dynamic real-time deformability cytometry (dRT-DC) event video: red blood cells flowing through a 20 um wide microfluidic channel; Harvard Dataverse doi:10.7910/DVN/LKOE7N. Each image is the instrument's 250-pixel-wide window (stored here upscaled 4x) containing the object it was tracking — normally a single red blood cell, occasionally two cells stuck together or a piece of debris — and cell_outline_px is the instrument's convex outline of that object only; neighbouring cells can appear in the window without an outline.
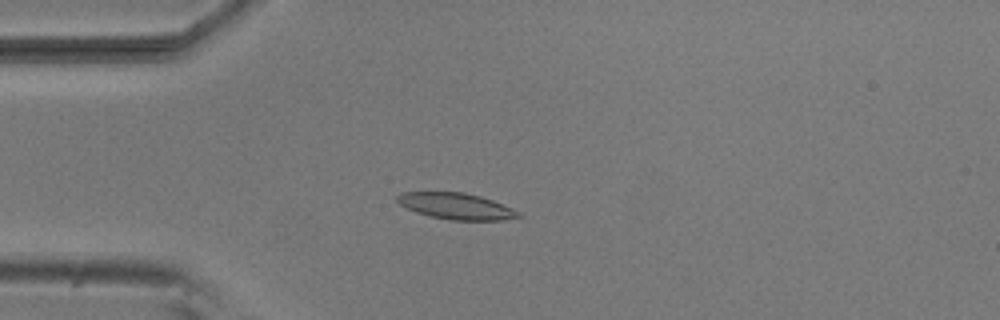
{"species": "common noctule bat (a hibernating species)", "species_latin": "Nyctalus noctula", "temperature_condition": "room temperature", "stored_images_in_passage": 18, "camera_frame_rate_fps": 3000, "um_per_image_px": 0.085, "animal": {"sex": "male", "body_mass_g": 20.5, "forearm_length_mm": 52.5}, "frame": {"image": 1, "passage_image": 12, "time_ms": 3.667, "image_size_px": [1000, 320], "cell_outline_px": [[524, 216], [500, 220], [448, 220], [416, 212], [400, 204], [396, 200], [396, 196], [400, 192], [464, 192], [480, 196], [492, 200], [520, 212]], "centroid_in_image_um": [38.77, 17.52], "position_along_channel_um": 46.2, "area_um2": 18.44}}
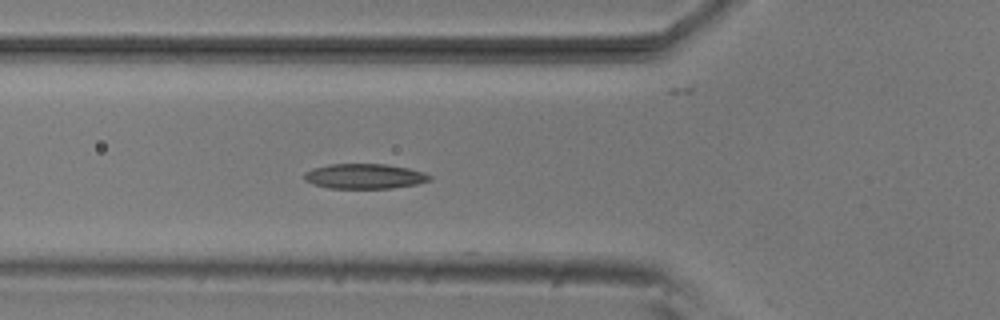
{"frame": {"image": 2, "passage_image": 17, "time_ms": 5.333, "image_size_px": [1000, 320], "cell_outline_px": [[432, 180], [416, 184], [392, 188], [328, 188], [312, 184], [304, 180], [304, 172], [312, 168], [328, 164], [388, 164], [408, 168], [424, 172], [432, 176]], "centroid_in_image_um": [30.97, 14.98], "position_along_channel_um": 94.8, "area_um2": 18.44}}